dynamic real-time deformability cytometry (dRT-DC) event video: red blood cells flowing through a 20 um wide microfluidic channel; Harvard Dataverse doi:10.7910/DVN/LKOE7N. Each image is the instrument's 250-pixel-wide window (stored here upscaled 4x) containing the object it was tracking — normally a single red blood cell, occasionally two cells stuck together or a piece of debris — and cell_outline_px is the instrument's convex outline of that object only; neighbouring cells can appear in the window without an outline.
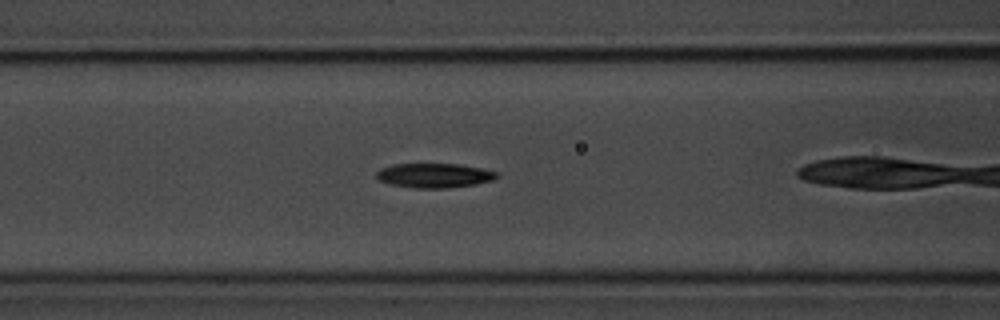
{"species": "common noctule bat (a hibernating species)", "species_latin": "Nyctalus noctula", "temperature_condition": "room temperature", "stored_images_in_passage": 30, "camera_frame_rate_fps": 3000, "um_per_image_px": 0.085, "animal": {"sex": "male", "body_mass_g": 20.1, "forearm_length_mm": 53.5}, "frame": {"image": 1, "passage_image": 8, "time_ms": 2.333, "image_size_px": [1000, 320], "cell_outline_px": [[500, 176], [492, 180], [476, 184], [444, 188], [416, 188], [392, 184], [380, 180], [376, 176], [376, 172], [380, 168], [392, 164], [456, 164], [480, 168], [496, 172]], "centroid_in_image_um": [36.9, 14.91], "position_along_channel_um": 129.7, "area_um2": 16.94}}
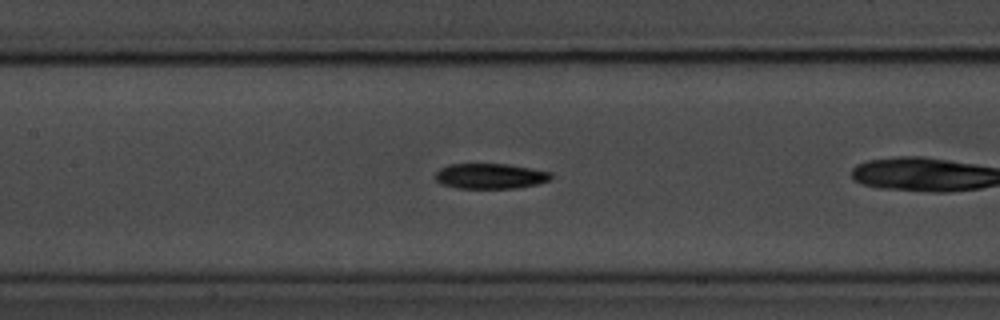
{"frame": {"image": 2, "passage_image": 11, "time_ms": 3.333, "image_size_px": [1000, 320], "cell_outline_px": [[552, 180], [536, 184], [516, 188], [456, 188], [440, 184], [436, 180], [436, 172], [440, 168], [448, 164], [508, 164], [552, 172]], "centroid_in_image_um": [41.67, 14.97], "position_along_channel_um": 165.7, "area_um2": 17.17}}
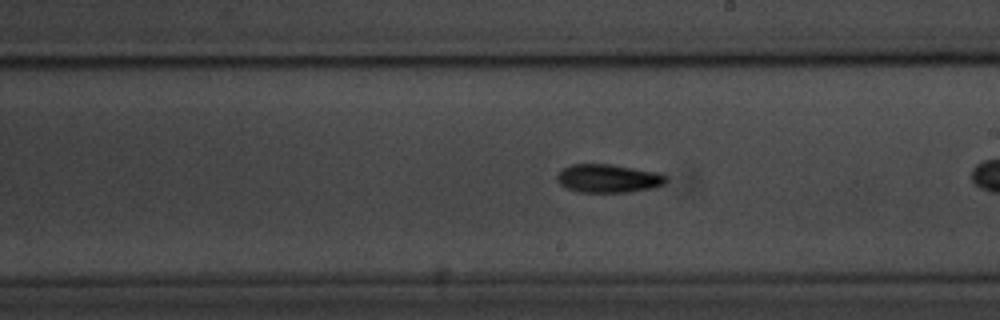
{"frame": {"image": 3, "passage_image": 17, "time_ms": 5.333, "image_size_px": [1000, 320], "cell_outline_px": [[668, 180], [664, 184], [652, 188], [632, 192], [580, 192], [568, 188], [560, 184], [556, 180], [556, 176], [564, 168], [572, 164], [612, 164], [660, 172], [668, 176]], "centroid_in_image_um": [51.76, 15.16], "position_along_channel_um": 237.2, "area_um2": 18.21}}